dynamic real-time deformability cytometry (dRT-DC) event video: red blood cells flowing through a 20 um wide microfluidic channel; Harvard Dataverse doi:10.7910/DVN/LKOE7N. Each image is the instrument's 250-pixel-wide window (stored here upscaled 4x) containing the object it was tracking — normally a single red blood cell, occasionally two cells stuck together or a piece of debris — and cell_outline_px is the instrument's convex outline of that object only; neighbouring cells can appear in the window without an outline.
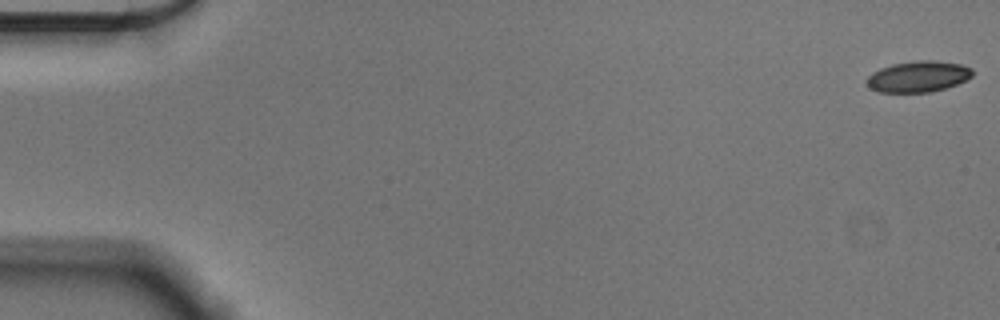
{"species": "Egyptian fruit bat (a non-hibernating species)", "species_latin": "Rousettus aegyptiacus", "temperature_condition": "cold", "stored_images_in_passage": 57, "camera_frame_rate_fps": 3000, "um_per_image_px": 0.085, "animal": {"sex": "male"}, "frame": {"image": 1, "passage_image": 1, "time_ms": 0.0, "image_size_px": [1000, 320], "cell_outline_px": [[972, 76], [956, 84], [944, 88], [928, 92], [880, 92], [872, 88], [868, 84], [868, 76], [872, 72], [880, 68], [892, 64], [916, 60], [936, 60], [960, 64], [972, 68]], "centroid_in_image_um": [78.05, 6.49], "position_along_channel_um": 6.9, "area_um2": 18.9}}
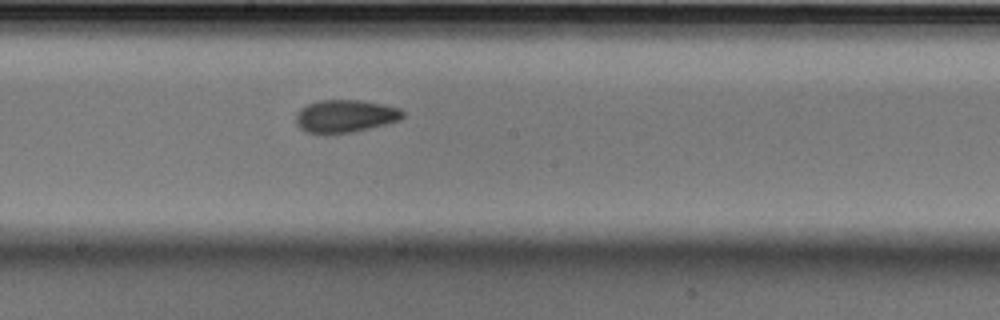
{"frame": {"image": 2, "passage_image": 31, "time_ms": 10.0, "image_size_px": [1000, 320], "cell_outline_px": [[404, 116], [400, 120], [352, 132], [324, 136], [304, 132], [296, 124], [296, 112], [300, 108], [308, 104], [320, 100], [360, 100], [384, 104], [400, 108], [404, 112]], "centroid_in_image_um": [29.29, 9.89], "position_along_channel_um": 218.9, "area_um2": 20.81}}
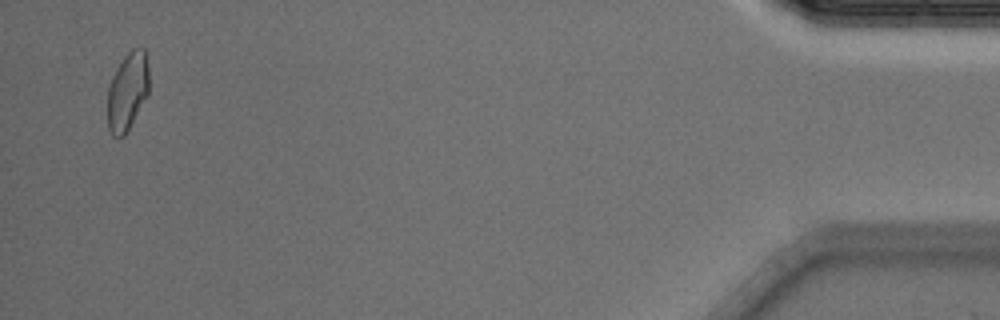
{"frame": {"image": 3, "passage_image": 55, "time_ms": 18.0, "image_size_px": [1000, 320], "cell_outline_px": [[148, 96], [124, 136], [112, 136], [108, 128], [108, 88], [112, 76], [124, 56], [132, 48], [144, 48], [148, 68]], "centroid_in_image_um": [10.84, 7.77], "position_along_channel_um": 424.4, "area_um2": 18.79}, "authors_computed_cell_mechanics": {"area_um2": 19.5942, "velocity_mm_per_s": 3.5762, "shape_relaxation_time_tau1_ms": 5.1296, "shape_relaxation_time_tau2_ms": 2.3366, "deformation_change_tau1": 0.1055, "deformation_change_tau2": 0.079}}